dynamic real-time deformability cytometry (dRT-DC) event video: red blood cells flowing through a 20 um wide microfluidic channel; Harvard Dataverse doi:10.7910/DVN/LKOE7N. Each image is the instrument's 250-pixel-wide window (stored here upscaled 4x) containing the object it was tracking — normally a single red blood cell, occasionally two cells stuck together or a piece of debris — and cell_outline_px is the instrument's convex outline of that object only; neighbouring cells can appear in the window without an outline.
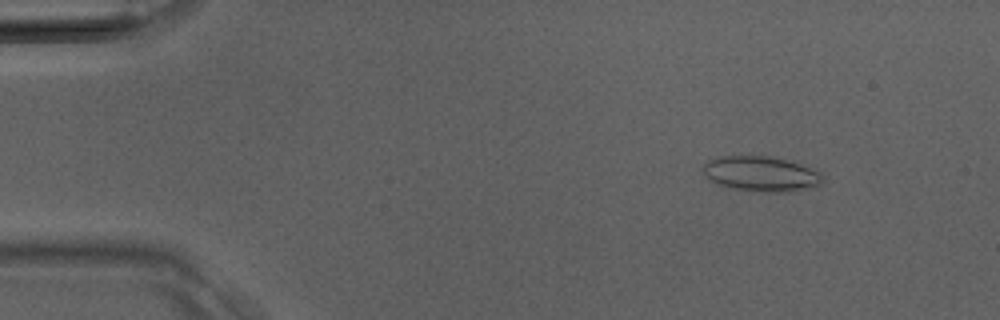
{"species": "Egyptian fruit bat (a non-hibernating species)", "species_latin": "Rousettus aegyptiacus", "temperature_condition": "room temperature", "stored_images_in_passage": 35, "camera_frame_rate_fps": 3000, "um_per_image_px": 0.085, "animal": {"sex": "male"}, "frame": {"image": 1, "passage_image": 2, "time_ms": 0.333, "image_size_px": [1000, 320], "cell_outline_px": [[824, 180], [820, 184], [788, 192], [772, 192], [732, 188], [708, 180], [700, 168], [708, 160], [720, 156], [772, 156], [820, 172]], "centroid_in_image_um": [64.61, 14.77], "position_along_channel_um": 20.4, "area_um2": 24.04}}
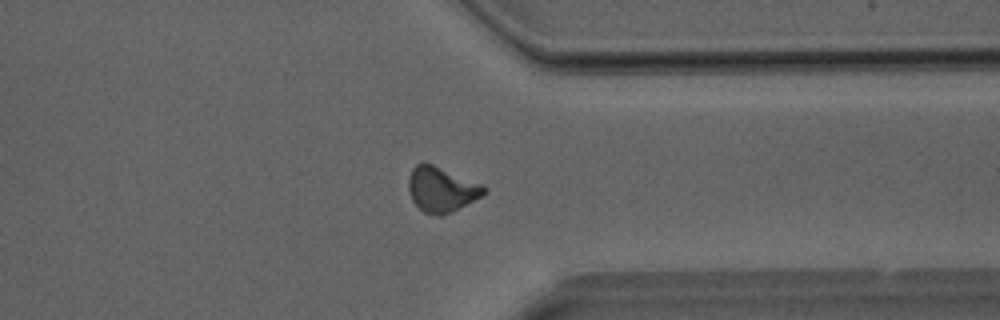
{"frame": {"image": 2, "passage_image": 27, "time_ms": 8.667, "image_size_px": [1000, 320], "cell_outline_px": [[488, 192], [484, 196], [452, 212], [440, 216], [436, 216], [424, 212], [412, 200], [408, 192], [408, 180], [412, 168], [416, 164], [424, 160], [484, 184], [488, 188]], "centroid_in_image_um": [37.57, 16.07], "position_along_channel_um": 373.8, "area_um2": 20.52}}
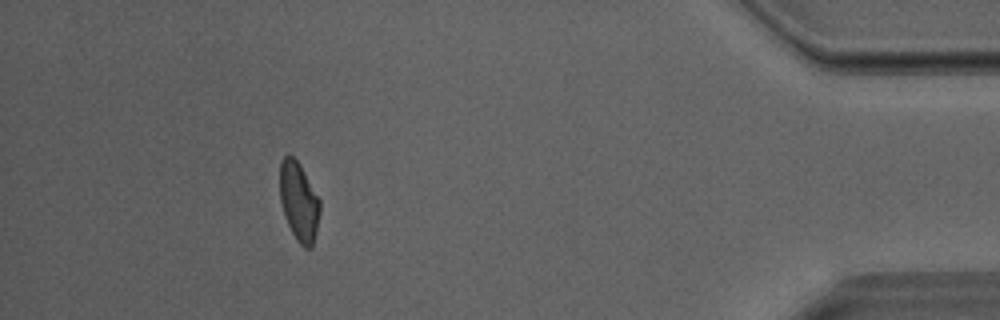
{"frame": {"image": 3, "passage_image": 32, "time_ms": 10.333, "image_size_px": [1000, 320], "cell_outline_px": [[320, 212], [316, 232], [312, 248], [304, 248], [300, 244], [292, 232], [288, 224], [280, 200], [280, 160], [288, 152], [296, 160], [320, 200]], "centroid_in_image_um": [25.4, 17.13], "position_along_channel_um": 409.8, "area_um2": 18.15}}